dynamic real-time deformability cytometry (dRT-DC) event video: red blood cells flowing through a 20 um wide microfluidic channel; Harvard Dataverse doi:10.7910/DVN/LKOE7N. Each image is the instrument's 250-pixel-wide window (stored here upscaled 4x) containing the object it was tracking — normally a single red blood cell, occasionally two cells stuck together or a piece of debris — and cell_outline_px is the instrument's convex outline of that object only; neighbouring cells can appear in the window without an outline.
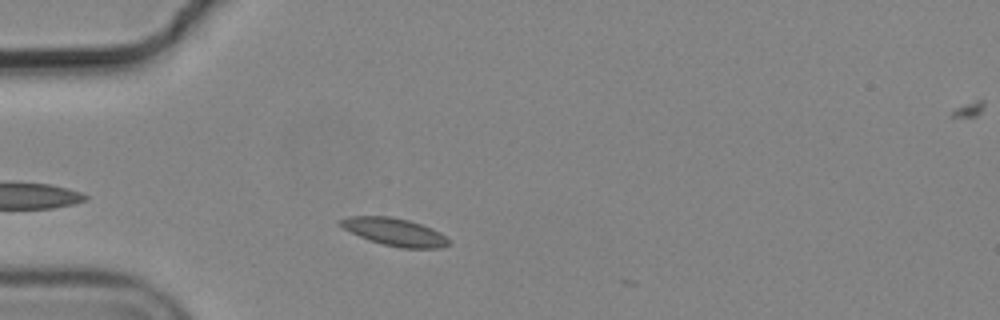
{"species": "common noctule bat (a hibernating species)", "species_latin": "Nyctalus noctula", "temperature_condition": "cold", "stored_images_in_passage": 3, "camera_frame_rate_fps": 3000, "um_per_image_px": 0.085, "animal": {"sex": "male", "body_mass_g": 19.2, "forearm_length_mm": 51.8}, "frame": {"image": 1, "passage_image": 2, "time_ms": 0.333, "image_size_px": [1000, 320], "cell_outline_px": [[452, 244], [440, 248], [400, 248], [368, 240], [344, 228], [336, 220], [352, 216], [388, 216], [408, 220], [432, 228], [440, 232]], "centroid_in_image_um": [33.56, 19.72], "position_along_channel_um": 51.4, "area_um2": 17.28}}